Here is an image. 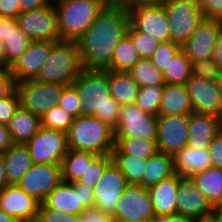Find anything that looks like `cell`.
Listing matches in <instances>:
<instances>
[{
    "label": "cell",
    "mask_w": 222,
    "mask_h": 222,
    "mask_svg": "<svg viewBox=\"0 0 222 222\" xmlns=\"http://www.w3.org/2000/svg\"><path fill=\"white\" fill-rule=\"evenodd\" d=\"M31 38L18 26L16 19L10 20L9 33L4 41L6 52V68H10L27 50Z\"/></svg>",
    "instance_id": "obj_32"
},
{
    "label": "cell",
    "mask_w": 222,
    "mask_h": 222,
    "mask_svg": "<svg viewBox=\"0 0 222 222\" xmlns=\"http://www.w3.org/2000/svg\"><path fill=\"white\" fill-rule=\"evenodd\" d=\"M98 155L89 151L68 149L61 164L62 181L78 182L89 165Z\"/></svg>",
    "instance_id": "obj_30"
},
{
    "label": "cell",
    "mask_w": 222,
    "mask_h": 222,
    "mask_svg": "<svg viewBox=\"0 0 222 222\" xmlns=\"http://www.w3.org/2000/svg\"><path fill=\"white\" fill-rule=\"evenodd\" d=\"M127 34L142 59H150L160 42L150 34L136 31L131 25Z\"/></svg>",
    "instance_id": "obj_41"
},
{
    "label": "cell",
    "mask_w": 222,
    "mask_h": 222,
    "mask_svg": "<svg viewBox=\"0 0 222 222\" xmlns=\"http://www.w3.org/2000/svg\"><path fill=\"white\" fill-rule=\"evenodd\" d=\"M107 78L110 95L120 106L136 102L139 86L128 72L107 70Z\"/></svg>",
    "instance_id": "obj_28"
},
{
    "label": "cell",
    "mask_w": 222,
    "mask_h": 222,
    "mask_svg": "<svg viewBox=\"0 0 222 222\" xmlns=\"http://www.w3.org/2000/svg\"><path fill=\"white\" fill-rule=\"evenodd\" d=\"M173 157L175 173L182 177H190L212 166L208 148L198 149L186 146Z\"/></svg>",
    "instance_id": "obj_26"
},
{
    "label": "cell",
    "mask_w": 222,
    "mask_h": 222,
    "mask_svg": "<svg viewBox=\"0 0 222 222\" xmlns=\"http://www.w3.org/2000/svg\"><path fill=\"white\" fill-rule=\"evenodd\" d=\"M174 174V157L157 151L147 159L143 172L142 186L149 188Z\"/></svg>",
    "instance_id": "obj_29"
},
{
    "label": "cell",
    "mask_w": 222,
    "mask_h": 222,
    "mask_svg": "<svg viewBox=\"0 0 222 222\" xmlns=\"http://www.w3.org/2000/svg\"><path fill=\"white\" fill-rule=\"evenodd\" d=\"M199 5L204 18L222 21V0H199Z\"/></svg>",
    "instance_id": "obj_47"
},
{
    "label": "cell",
    "mask_w": 222,
    "mask_h": 222,
    "mask_svg": "<svg viewBox=\"0 0 222 222\" xmlns=\"http://www.w3.org/2000/svg\"><path fill=\"white\" fill-rule=\"evenodd\" d=\"M140 59L141 57L134 48L131 37L127 34L114 49L111 63L106 70L129 72Z\"/></svg>",
    "instance_id": "obj_34"
},
{
    "label": "cell",
    "mask_w": 222,
    "mask_h": 222,
    "mask_svg": "<svg viewBox=\"0 0 222 222\" xmlns=\"http://www.w3.org/2000/svg\"><path fill=\"white\" fill-rule=\"evenodd\" d=\"M0 222H23V221L13 216H10L5 210L0 208Z\"/></svg>",
    "instance_id": "obj_58"
},
{
    "label": "cell",
    "mask_w": 222,
    "mask_h": 222,
    "mask_svg": "<svg viewBox=\"0 0 222 222\" xmlns=\"http://www.w3.org/2000/svg\"><path fill=\"white\" fill-rule=\"evenodd\" d=\"M5 68H6V67L0 63V73H1Z\"/></svg>",
    "instance_id": "obj_65"
},
{
    "label": "cell",
    "mask_w": 222,
    "mask_h": 222,
    "mask_svg": "<svg viewBox=\"0 0 222 222\" xmlns=\"http://www.w3.org/2000/svg\"><path fill=\"white\" fill-rule=\"evenodd\" d=\"M19 28L32 41H60L57 12L54 3L48 7L22 12L17 17Z\"/></svg>",
    "instance_id": "obj_13"
},
{
    "label": "cell",
    "mask_w": 222,
    "mask_h": 222,
    "mask_svg": "<svg viewBox=\"0 0 222 222\" xmlns=\"http://www.w3.org/2000/svg\"><path fill=\"white\" fill-rule=\"evenodd\" d=\"M189 115L157 116V150L175 156L188 144Z\"/></svg>",
    "instance_id": "obj_14"
},
{
    "label": "cell",
    "mask_w": 222,
    "mask_h": 222,
    "mask_svg": "<svg viewBox=\"0 0 222 222\" xmlns=\"http://www.w3.org/2000/svg\"><path fill=\"white\" fill-rule=\"evenodd\" d=\"M41 126L48 129L58 130L67 133L74 117L68 114L59 106L53 107L40 117Z\"/></svg>",
    "instance_id": "obj_39"
},
{
    "label": "cell",
    "mask_w": 222,
    "mask_h": 222,
    "mask_svg": "<svg viewBox=\"0 0 222 222\" xmlns=\"http://www.w3.org/2000/svg\"><path fill=\"white\" fill-rule=\"evenodd\" d=\"M181 50V46L173 41L161 42L150 60L155 68L163 71L172 58Z\"/></svg>",
    "instance_id": "obj_42"
},
{
    "label": "cell",
    "mask_w": 222,
    "mask_h": 222,
    "mask_svg": "<svg viewBox=\"0 0 222 222\" xmlns=\"http://www.w3.org/2000/svg\"><path fill=\"white\" fill-rule=\"evenodd\" d=\"M8 185L3 155L0 154V192Z\"/></svg>",
    "instance_id": "obj_57"
},
{
    "label": "cell",
    "mask_w": 222,
    "mask_h": 222,
    "mask_svg": "<svg viewBox=\"0 0 222 222\" xmlns=\"http://www.w3.org/2000/svg\"><path fill=\"white\" fill-rule=\"evenodd\" d=\"M193 183L213 203L222 195V168L209 167L189 177Z\"/></svg>",
    "instance_id": "obj_31"
},
{
    "label": "cell",
    "mask_w": 222,
    "mask_h": 222,
    "mask_svg": "<svg viewBox=\"0 0 222 222\" xmlns=\"http://www.w3.org/2000/svg\"><path fill=\"white\" fill-rule=\"evenodd\" d=\"M212 211H222V195L213 203Z\"/></svg>",
    "instance_id": "obj_61"
},
{
    "label": "cell",
    "mask_w": 222,
    "mask_h": 222,
    "mask_svg": "<svg viewBox=\"0 0 222 222\" xmlns=\"http://www.w3.org/2000/svg\"><path fill=\"white\" fill-rule=\"evenodd\" d=\"M109 0H54L61 40L77 41Z\"/></svg>",
    "instance_id": "obj_3"
},
{
    "label": "cell",
    "mask_w": 222,
    "mask_h": 222,
    "mask_svg": "<svg viewBox=\"0 0 222 222\" xmlns=\"http://www.w3.org/2000/svg\"><path fill=\"white\" fill-rule=\"evenodd\" d=\"M7 127L12 143L25 144L38 132L41 121L40 117L20 105Z\"/></svg>",
    "instance_id": "obj_27"
},
{
    "label": "cell",
    "mask_w": 222,
    "mask_h": 222,
    "mask_svg": "<svg viewBox=\"0 0 222 222\" xmlns=\"http://www.w3.org/2000/svg\"><path fill=\"white\" fill-rule=\"evenodd\" d=\"M65 87L58 83H48L37 79L16 84L20 105L38 117H42L53 107L58 106Z\"/></svg>",
    "instance_id": "obj_8"
},
{
    "label": "cell",
    "mask_w": 222,
    "mask_h": 222,
    "mask_svg": "<svg viewBox=\"0 0 222 222\" xmlns=\"http://www.w3.org/2000/svg\"><path fill=\"white\" fill-rule=\"evenodd\" d=\"M130 17L125 2H109L76 41L84 69L106 70L113 51L127 35Z\"/></svg>",
    "instance_id": "obj_1"
},
{
    "label": "cell",
    "mask_w": 222,
    "mask_h": 222,
    "mask_svg": "<svg viewBox=\"0 0 222 222\" xmlns=\"http://www.w3.org/2000/svg\"><path fill=\"white\" fill-rule=\"evenodd\" d=\"M207 222H222V211H211Z\"/></svg>",
    "instance_id": "obj_59"
},
{
    "label": "cell",
    "mask_w": 222,
    "mask_h": 222,
    "mask_svg": "<svg viewBox=\"0 0 222 222\" xmlns=\"http://www.w3.org/2000/svg\"><path fill=\"white\" fill-rule=\"evenodd\" d=\"M0 63L6 67V52L4 41L0 39Z\"/></svg>",
    "instance_id": "obj_60"
},
{
    "label": "cell",
    "mask_w": 222,
    "mask_h": 222,
    "mask_svg": "<svg viewBox=\"0 0 222 222\" xmlns=\"http://www.w3.org/2000/svg\"><path fill=\"white\" fill-rule=\"evenodd\" d=\"M9 185L17 184L34 162L25 144L13 143L2 153Z\"/></svg>",
    "instance_id": "obj_25"
},
{
    "label": "cell",
    "mask_w": 222,
    "mask_h": 222,
    "mask_svg": "<svg viewBox=\"0 0 222 222\" xmlns=\"http://www.w3.org/2000/svg\"><path fill=\"white\" fill-rule=\"evenodd\" d=\"M25 145L34 163L61 165L68 151L67 133L41 126Z\"/></svg>",
    "instance_id": "obj_11"
},
{
    "label": "cell",
    "mask_w": 222,
    "mask_h": 222,
    "mask_svg": "<svg viewBox=\"0 0 222 222\" xmlns=\"http://www.w3.org/2000/svg\"><path fill=\"white\" fill-rule=\"evenodd\" d=\"M217 84H218L220 97H221V100H222V72H221L220 77L217 79Z\"/></svg>",
    "instance_id": "obj_63"
},
{
    "label": "cell",
    "mask_w": 222,
    "mask_h": 222,
    "mask_svg": "<svg viewBox=\"0 0 222 222\" xmlns=\"http://www.w3.org/2000/svg\"><path fill=\"white\" fill-rule=\"evenodd\" d=\"M221 72L222 71L212 58L191 63V77L194 78L217 81Z\"/></svg>",
    "instance_id": "obj_43"
},
{
    "label": "cell",
    "mask_w": 222,
    "mask_h": 222,
    "mask_svg": "<svg viewBox=\"0 0 222 222\" xmlns=\"http://www.w3.org/2000/svg\"><path fill=\"white\" fill-rule=\"evenodd\" d=\"M165 0H124L125 3H149V2H156L161 3Z\"/></svg>",
    "instance_id": "obj_62"
},
{
    "label": "cell",
    "mask_w": 222,
    "mask_h": 222,
    "mask_svg": "<svg viewBox=\"0 0 222 222\" xmlns=\"http://www.w3.org/2000/svg\"><path fill=\"white\" fill-rule=\"evenodd\" d=\"M113 162L125 176L128 184L142 185L147 159L128 154H111Z\"/></svg>",
    "instance_id": "obj_35"
},
{
    "label": "cell",
    "mask_w": 222,
    "mask_h": 222,
    "mask_svg": "<svg viewBox=\"0 0 222 222\" xmlns=\"http://www.w3.org/2000/svg\"><path fill=\"white\" fill-rule=\"evenodd\" d=\"M165 84H185L191 77V61L181 49L162 71Z\"/></svg>",
    "instance_id": "obj_36"
},
{
    "label": "cell",
    "mask_w": 222,
    "mask_h": 222,
    "mask_svg": "<svg viewBox=\"0 0 222 222\" xmlns=\"http://www.w3.org/2000/svg\"><path fill=\"white\" fill-rule=\"evenodd\" d=\"M79 222H116L110 214L101 213L97 208H86L79 215Z\"/></svg>",
    "instance_id": "obj_48"
},
{
    "label": "cell",
    "mask_w": 222,
    "mask_h": 222,
    "mask_svg": "<svg viewBox=\"0 0 222 222\" xmlns=\"http://www.w3.org/2000/svg\"><path fill=\"white\" fill-rule=\"evenodd\" d=\"M182 178L175 173L148 188L156 217L176 214L178 182Z\"/></svg>",
    "instance_id": "obj_23"
},
{
    "label": "cell",
    "mask_w": 222,
    "mask_h": 222,
    "mask_svg": "<svg viewBox=\"0 0 222 222\" xmlns=\"http://www.w3.org/2000/svg\"><path fill=\"white\" fill-rule=\"evenodd\" d=\"M110 2H123L124 0H109Z\"/></svg>",
    "instance_id": "obj_66"
},
{
    "label": "cell",
    "mask_w": 222,
    "mask_h": 222,
    "mask_svg": "<svg viewBox=\"0 0 222 222\" xmlns=\"http://www.w3.org/2000/svg\"><path fill=\"white\" fill-rule=\"evenodd\" d=\"M112 216L116 222H150L155 219L148 188L129 184L117 202Z\"/></svg>",
    "instance_id": "obj_10"
},
{
    "label": "cell",
    "mask_w": 222,
    "mask_h": 222,
    "mask_svg": "<svg viewBox=\"0 0 222 222\" xmlns=\"http://www.w3.org/2000/svg\"><path fill=\"white\" fill-rule=\"evenodd\" d=\"M150 222H197L194 218L183 216L180 214H173L169 216L156 217Z\"/></svg>",
    "instance_id": "obj_54"
},
{
    "label": "cell",
    "mask_w": 222,
    "mask_h": 222,
    "mask_svg": "<svg viewBox=\"0 0 222 222\" xmlns=\"http://www.w3.org/2000/svg\"><path fill=\"white\" fill-rule=\"evenodd\" d=\"M193 106L185 84H165L157 116L190 115Z\"/></svg>",
    "instance_id": "obj_24"
},
{
    "label": "cell",
    "mask_w": 222,
    "mask_h": 222,
    "mask_svg": "<svg viewBox=\"0 0 222 222\" xmlns=\"http://www.w3.org/2000/svg\"><path fill=\"white\" fill-rule=\"evenodd\" d=\"M71 85L82 101V115L95 116L116 128L121 106L110 95L107 70L84 69Z\"/></svg>",
    "instance_id": "obj_2"
},
{
    "label": "cell",
    "mask_w": 222,
    "mask_h": 222,
    "mask_svg": "<svg viewBox=\"0 0 222 222\" xmlns=\"http://www.w3.org/2000/svg\"><path fill=\"white\" fill-rule=\"evenodd\" d=\"M54 42L32 41L26 52L9 68L16 84L36 79L44 62L47 60Z\"/></svg>",
    "instance_id": "obj_20"
},
{
    "label": "cell",
    "mask_w": 222,
    "mask_h": 222,
    "mask_svg": "<svg viewBox=\"0 0 222 222\" xmlns=\"http://www.w3.org/2000/svg\"><path fill=\"white\" fill-rule=\"evenodd\" d=\"M222 129V118L213 114L191 113L189 115L188 144L190 148H208L212 139Z\"/></svg>",
    "instance_id": "obj_22"
},
{
    "label": "cell",
    "mask_w": 222,
    "mask_h": 222,
    "mask_svg": "<svg viewBox=\"0 0 222 222\" xmlns=\"http://www.w3.org/2000/svg\"><path fill=\"white\" fill-rule=\"evenodd\" d=\"M81 103L82 101L79 99L76 89L69 85L63 89L58 106L72 117L78 118L82 115Z\"/></svg>",
    "instance_id": "obj_44"
},
{
    "label": "cell",
    "mask_w": 222,
    "mask_h": 222,
    "mask_svg": "<svg viewBox=\"0 0 222 222\" xmlns=\"http://www.w3.org/2000/svg\"><path fill=\"white\" fill-rule=\"evenodd\" d=\"M130 25L138 32L152 35L160 43L170 41L168 17L162 3H126Z\"/></svg>",
    "instance_id": "obj_7"
},
{
    "label": "cell",
    "mask_w": 222,
    "mask_h": 222,
    "mask_svg": "<svg viewBox=\"0 0 222 222\" xmlns=\"http://www.w3.org/2000/svg\"><path fill=\"white\" fill-rule=\"evenodd\" d=\"M23 222H44L43 220H41V218H39L38 216L37 217H34L32 219H28V220H25Z\"/></svg>",
    "instance_id": "obj_64"
},
{
    "label": "cell",
    "mask_w": 222,
    "mask_h": 222,
    "mask_svg": "<svg viewBox=\"0 0 222 222\" xmlns=\"http://www.w3.org/2000/svg\"><path fill=\"white\" fill-rule=\"evenodd\" d=\"M61 181V165L34 163L17 185L42 203Z\"/></svg>",
    "instance_id": "obj_15"
},
{
    "label": "cell",
    "mask_w": 222,
    "mask_h": 222,
    "mask_svg": "<svg viewBox=\"0 0 222 222\" xmlns=\"http://www.w3.org/2000/svg\"><path fill=\"white\" fill-rule=\"evenodd\" d=\"M139 87L164 86L162 71L152 64L150 59H140L128 72Z\"/></svg>",
    "instance_id": "obj_37"
},
{
    "label": "cell",
    "mask_w": 222,
    "mask_h": 222,
    "mask_svg": "<svg viewBox=\"0 0 222 222\" xmlns=\"http://www.w3.org/2000/svg\"><path fill=\"white\" fill-rule=\"evenodd\" d=\"M21 14L18 0H0V17L17 19Z\"/></svg>",
    "instance_id": "obj_51"
},
{
    "label": "cell",
    "mask_w": 222,
    "mask_h": 222,
    "mask_svg": "<svg viewBox=\"0 0 222 222\" xmlns=\"http://www.w3.org/2000/svg\"><path fill=\"white\" fill-rule=\"evenodd\" d=\"M40 202L21 190L17 184L8 185L0 192V208L22 221L38 216Z\"/></svg>",
    "instance_id": "obj_21"
},
{
    "label": "cell",
    "mask_w": 222,
    "mask_h": 222,
    "mask_svg": "<svg viewBox=\"0 0 222 222\" xmlns=\"http://www.w3.org/2000/svg\"><path fill=\"white\" fill-rule=\"evenodd\" d=\"M43 203L58 212L80 215L86 208L94 207V189L78 182L61 181Z\"/></svg>",
    "instance_id": "obj_9"
},
{
    "label": "cell",
    "mask_w": 222,
    "mask_h": 222,
    "mask_svg": "<svg viewBox=\"0 0 222 222\" xmlns=\"http://www.w3.org/2000/svg\"><path fill=\"white\" fill-rule=\"evenodd\" d=\"M21 13L25 11L37 10L54 3V0H18Z\"/></svg>",
    "instance_id": "obj_52"
},
{
    "label": "cell",
    "mask_w": 222,
    "mask_h": 222,
    "mask_svg": "<svg viewBox=\"0 0 222 222\" xmlns=\"http://www.w3.org/2000/svg\"><path fill=\"white\" fill-rule=\"evenodd\" d=\"M222 30V21L204 19L192 35L181 46L192 62L212 58L217 39Z\"/></svg>",
    "instance_id": "obj_17"
},
{
    "label": "cell",
    "mask_w": 222,
    "mask_h": 222,
    "mask_svg": "<svg viewBox=\"0 0 222 222\" xmlns=\"http://www.w3.org/2000/svg\"><path fill=\"white\" fill-rule=\"evenodd\" d=\"M12 18L0 17V39L6 40L7 34L9 33L10 20Z\"/></svg>",
    "instance_id": "obj_56"
},
{
    "label": "cell",
    "mask_w": 222,
    "mask_h": 222,
    "mask_svg": "<svg viewBox=\"0 0 222 222\" xmlns=\"http://www.w3.org/2000/svg\"><path fill=\"white\" fill-rule=\"evenodd\" d=\"M157 138V115L143 111L137 104L121 106L114 138Z\"/></svg>",
    "instance_id": "obj_12"
},
{
    "label": "cell",
    "mask_w": 222,
    "mask_h": 222,
    "mask_svg": "<svg viewBox=\"0 0 222 222\" xmlns=\"http://www.w3.org/2000/svg\"><path fill=\"white\" fill-rule=\"evenodd\" d=\"M16 89V82L11 76L9 69L5 68L0 73V99L9 96Z\"/></svg>",
    "instance_id": "obj_50"
},
{
    "label": "cell",
    "mask_w": 222,
    "mask_h": 222,
    "mask_svg": "<svg viewBox=\"0 0 222 222\" xmlns=\"http://www.w3.org/2000/svg\"><path fill=\"white\" fill-rule=\"evenodd\" d=\"M38 217L44 222H79V215L58 212L47 207L43 202L39 205Z\"/></svg>",
    "instance_id": "obj_46"
},
{
    "label": "cell",
    "mask_w": 222,
    "mask_h": 222,
    "mask_svg": "<svg viewBox=\"0 0 222 222\" xmlns=\"http://www.w3.org/2000/svg\"><path fill=\"white\" fill-rule=\"evenodd\" d=\"M83 70L77 42L60 40L53 43L36 79L69 86Z\"/></svg>",
    "instance_id": "obj_5"
},
{
    "label": "cell",
    "mask_w": 222,
    "mask_h": 222,
    "mask_svg": "<svg viewBox=\"0 0 222 222\" xmlns=\"http://www.w3.org/2000/svg\"><path fill=\"white\" fill-rule=\"evenodd\" d=\"M113 162L111 153L98 155L89 165L78 183L94 188L105 169Z\"/></svg>",
    "instance_id": "obj_40"
},
{
    "label": "cell",
    "mask_w": 222,
    "mask_h": 222,
    "mask_svg": "<svg viewBox=\"0 0 222 222\" xmlns=\"http://www.w3.org/2000/svg\"><path fill=\"white\" fill-rule=\"evenodd\" d=\"M176 201V214L194 218L197 222L208 221L212 204L189 177L178 182Z\"/></svg>",
    "instance_id": "obj_18"
},
{
    "label": "cell",
    "mask_w": 222,
    "mask_h": 222,
    "mask_svg": "<svg viewBox=\"0 0 222 222\" xmlns=\"http://www.w3.org/2000/svg\"><path fill=\"white\" fill-rule=\"evenodd\" d=\"M212 59L222 71V30L218 36L216 47L212 54Z\"/></svg>",
    "instance_id": "obj_55"
},
{
    "label": "cell",
    "mask_w": 222,
    "mask_h": 222,
    "mask_svg": "<svg viewBox=\"0 0 222 222\" xmlns=\"http://www.w3.org/2000/svg\"><path fill=\"white\" fill-rule=\"evenodd\" d=\"M129 184L120 169L112 162L94 189V207L101 213L113 215L117 202Z\"/></svg>",
    "instance_id": "obj_16"
},
{
    "label": "cell",
    "mask_w": 222,
    "mask_h": 222,
    "mask_svg": "<svg viewBox=\"0 0 222 222\" xmlns=\"http://www.w3.org/2000/svg\"><path fill=\"white\" fill-rule=\"evenodd\" d=\"M12 144L7 125L0 123V154L4 153Z\"/></svg>",
    "instance_id": "obj_53"
},
{
    "label": "cell",
    "mask_w": 222,
    "mask_h": 222,
    "mask_svg": "<svg viewBox=\"0 0 222 222\" xmlns=\"http://www.w3.org/2000/svg\"><path fill=\"white\" fill-rule=\"evenodd\" d=\"M185 86L193 113L213 114L222 118V100L217 81L190 77Z\"/></svg>",
    "instance_id": "obj_19"
},
{
    "label": "cell",
    "mask_w": 222,
    "mask_h": 222,
    "mask_svg": "<svg viewBox=\"0 0 222 222\" xmlns=\"http://www.w3.org/2000/svg\"><path fill=\"white\" fill-rule=\"evenodd\" d=\"M156 140L138 137L115 138V147L111 154H128L148 159L157 152Z\"/></svg>",
    "instance_id": "obj_33"
},
{
    "label": "cell",
    "mask_w": 222,
    "mask_h": 222,
    "mask_svg": "<svg viewBox=\"0 0 222 222\" xmlns=\"http://www.w3.org/2000/svg\"><path fill=\"white\" fill-rule=\"evenodd\" d=\"M68 149L89 151L97 155L112 152L115 147L114 129L95 116L74 118L67 132Z\"/></svg>",
    "instance_id": "obj_4"
},
{
    "label": "cell",
    "mask_w": 222,
    "mask_h": 222,
    "mask_svg": "<svg viewBox=\"0 0 222 222\" xmlns=\"http://www.w3.org/2000/svg\"><path fill=\"white\" fill-rule=\"evenodd\" d=\"M164 5L170 27V41L182 46L205 19L199 0H165Z\"/></svg>",
    "instance_id": "obj_6"
},
{
    "label": "cell",
    "mask_w": 222,
    "mask_h": 222,
    "mask_svg": "<svg viewBox=\"0 0 222 222\" xmlns=\"http://www.w3.org/2000/svg\"><path fill=\"white\" fill-rule=\"evenodd\" d=\"M164 86L139 87L135 104L149 114L158 115Z\"/></svg>",
    "instance_id": "obj_38"
},
{
    "label": "cell",
    "mask_w": 222,
    "mask_h": 222,
    "mask_svg": "<svg viewBox=\"0 0 222 222\" xmlns=\"http://www.w3.org/2000/svg\"><path fill=\"white\" fill-rule=\"evenodd\" d=\"M212 166L222 168V129L208 146Z\"/></svg>",
    "instance_id": "obj_49"
},
{
    "label": "cell",
    "mask_w": 222,
    "mask_h": 222,
    "mask_svg": "<svg viewBox=\"0 0 222 222\" xmlns=\"http://www.w3.org/2000/svg\"><path fill=\"white\" fill-rule=\"evenodd\" d=\"M19 107L20 96L15 89L9 96L0 99V123L8 125Z\"/></svg>",
    "instance_id": "obj_45"
}]
</instances>
